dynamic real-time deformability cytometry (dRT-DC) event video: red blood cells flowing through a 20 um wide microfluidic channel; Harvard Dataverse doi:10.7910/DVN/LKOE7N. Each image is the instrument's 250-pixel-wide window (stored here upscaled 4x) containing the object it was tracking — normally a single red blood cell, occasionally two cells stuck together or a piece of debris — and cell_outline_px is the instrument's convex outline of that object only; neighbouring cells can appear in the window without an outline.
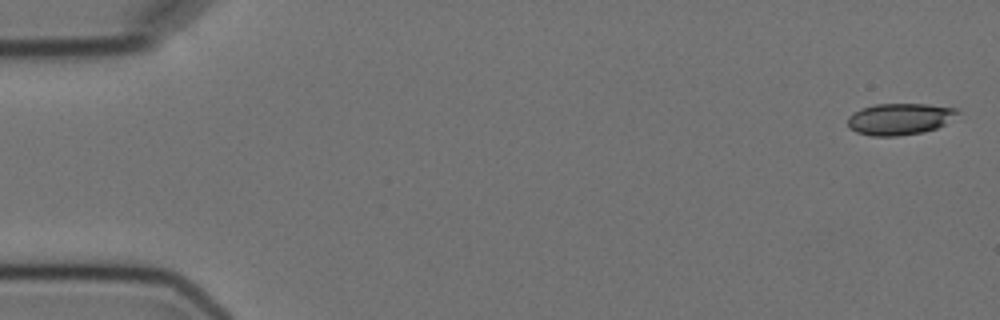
{"species": "Egyptian fruit bat (a non-hibernating species)", "species_latin": "Rousettus aegyptiacus", "temperature_condition": "cold", "stored_images_in_passage": 6, "camera_frame_rate_fps": 3000, "um_per_image_px": 0.085, "animal": {"sex": "female"}, "frame": {"image": 1, "passage_image": 1, "time_ms": 0.0, "image_size_px": [1000, 320], "cell_outline_px": [[960, 112], [944, 124], [936, 128], [924, 132], [896, 136], [872, 136], [856, 132], [848, 128], [848, 116], [860, 108], [876, 104], [928, 104], [960, 108]], "centroid_in_image_um": [76.47, 10.11], "position_along_channel_um": 8.5, "area_um2": 20.35}}